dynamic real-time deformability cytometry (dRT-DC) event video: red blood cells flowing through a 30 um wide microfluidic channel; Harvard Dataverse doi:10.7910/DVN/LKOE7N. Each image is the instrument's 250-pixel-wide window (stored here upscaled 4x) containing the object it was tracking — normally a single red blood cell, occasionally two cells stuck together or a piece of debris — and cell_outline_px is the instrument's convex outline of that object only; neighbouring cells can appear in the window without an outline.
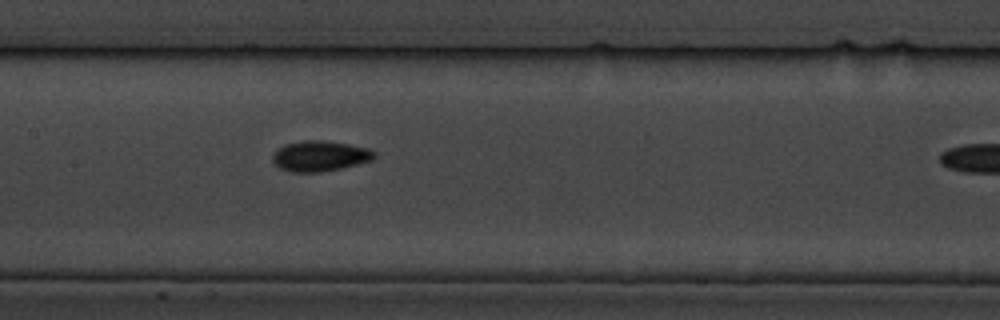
{"species": "common noctule bat (a hibernating species)", "species_latin": "Nyctalus noctula", "temperature_condition": "cold", "stored_images_in_passage": 5, "segment_of_instrument_passage": [1, 2], "camera_frame_rate_fps": 3000, "um_per_image_px": 0.085, "animal": {"sex": "male", "body_mass_g": 19.5, "forearm_length_mm": 54.6}, "frame": {"image": 1, "passage_image": 4, "time_ms": 3.333, "image_size_px": [1000, 320], "cell_outline_px": [[376, 156], [372, 160], [340, 168], [320, 172], [292, 172], [280, 168], [272, 160], [272, 156], [276, 148], [284, 144], [304, 140], [324, 140], [348, 144], [368, 148], [376, 152]], "centroid_in_image_um": [27.17, 13.25], "position_along_channel_um": 180.2, "area_um2": 18.09}}